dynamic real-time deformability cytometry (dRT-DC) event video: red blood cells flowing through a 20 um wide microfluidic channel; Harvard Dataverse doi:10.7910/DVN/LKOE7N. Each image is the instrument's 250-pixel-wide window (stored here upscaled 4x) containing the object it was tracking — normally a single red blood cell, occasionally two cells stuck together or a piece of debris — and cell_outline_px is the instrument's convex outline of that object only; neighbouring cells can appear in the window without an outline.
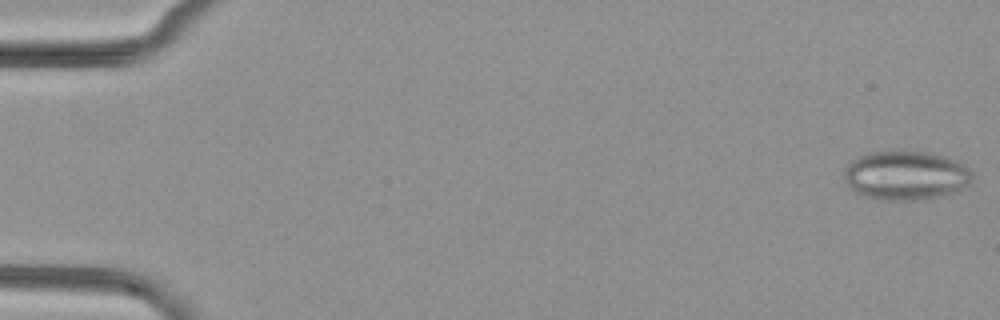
{"species": "common noctule bat (a hibernating species)", "species_latin": "Nyctalus noctula", "temperature_condition": "cold", "stored_images_in_passage": 47, "segment_of_instrument_passage": [1, 2], "camera_frame_rate_fps": 3000, "um_per_image_px": 0.085, "animal": {"sex": "female", "body_mass_g": 29.2, "forearm_length_mm": 56.3}, "frame": {"image": 1, "passage_image": 1, "time_ms": 0.0, "image_size_px": [1000, 320], "cell_outline_px": [[972, 180], [968, 184], [952, 192], [920, 200], [880, 200], [864, 196], [856, 192], [844, 180], [844, 172], [848, 164], [852, 160], [868, 152], [932, 152], [944, 156], [968, 168], [972, 172]], "centroid_in_image_um": [76.96, 14.92], "position_along_channel_um": 8.0, "area_um2": 36.13}}